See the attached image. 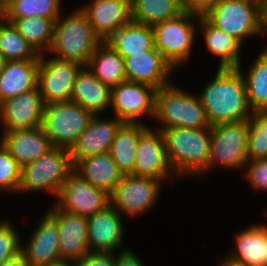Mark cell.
Masks as SVG:
<instances>
[{"instance_id":"1","label":"cell","mask_w":267,"mask_h":266,"mask_svg":"<svg viewBox=\"0 0 267 266\" xmlns=\"http://www.w3.org/2000/svg\"><path fill=\"white\" fill-rule=\"evenodd\" d=\"M214 79L206 84L199 96L210 126L248 120L249 107L241 65L218 68Z\"/></svg>"},{"instance_id":"2","label":"cell","mask_w":267,"mask_h":266,"mask_svg":"<svg viewBox=\"0 0 267 266\" xmlns=\"http://www.w3.org/2000/svg\"><path fill=\"white\" fill-rule=\"evenodd\" d=\"M166 156L177 177L200 176L210 158L211 126L207 128L173 127L162 130Z\"/></svg>"},{"instance_id":"3","label":"cell","mask_w":267,"mask_h":266,"mask_svg":"<svg viewBox=\"0 0 267 266\" xmlns=\"http://www.w3.org/2000/svg\"><path fill=\"white\" fill-rule=\"evenodd\" d=\"M62 16V17H61ZM102 42L87 16L80 8L55 21L53 41L48 51L54 58L86 66L97 46Z\"/></svg>"},{"instance_id":"4","label":"cell","mask_w":267,"mask_h":266,"mask_svg":"<svg viewBox=\"0 0 267 266\" xmlns=\"http://www.w3.org/2000/svg\"><path fill=\"white\" fill-rule=\"evenodd\" d=\"M154 119L160 124L155 129L161 131L173 127H210L199 96L182 90L174 83L156 90Z\"/></svg>"},{"instance_id":"5","label":"cell","mask_w":267,"mask_h":266,"mask_svg":"<svg viewBox=\"0 0 267 266\" xmlns=\"http://www.w3.org/2000/svg\"><path fill=\"white\" fill-rule=\"evenodd\" d=\"M69 150L53 146L44 155L21 167L19 193L45 191L58 197L73 172Z\"/></svg>"},{"instance_id":"6","label":"cell","mask_w":267,"mask_h":266,"mask_svg":"<svg viewBox=\"0 0 267 266\" xmlns=\"http://www.w3.org/2000/svg\"><path fill=\"white\" fill-rule=\"evenodd\" d=\"M203 16L242 44L249 36L265 35L264 10L245 0H219Z\"/></svg>"},{"instance_id":"7","label":"cell","mask_w":267,"mask_h":266,"mask_svg":"<svg viewBox=\"0 0 267 266\" xmlns=\"http://www.w3.org/2000/svg\"><path fill=\"white\" fill-rule=\"evenodd\" d=\"M199 18V14L184 11L175 18L151 26L154 47L173 69L189 60L196 41L197 28L194 21H199Z\"/></svg>"},{"instance_id":"8","label":"cell","mask_w":267,"mask_h":266,"mask_svg":"<svg viewBox=\"0 0 267 266\" xmlns=\"http://www.w3.org/2000/svg\"><path fill=\"white\" fill-rule=\"evenodd\" d=\"M248 120L211 126L210 158L203 176L215 167L245 168L247 160Z\"/></svg>"},{"instance_id":"9","label":"cell","mask_w":267,"mask_h":266,"mask_svg":"<svg viewBox=\"0 0 267 266\" xmlns=\"http://www.w3.org/2000/svg\"><path fill=\"white\" fill-rule=\"evenodd\" d=\"M94 115L69 101L45 105L42 127L52 146L70 150Z\"/></svg>"},{"instance_id":"10","label":"cell","mask_w":267,"mask_h":266,"mask_svg":"<svg viewBox=\"0 0 267 266\" xmlns=\"http://www.w3.org/2000/svg\"><path fill=\"white\" fill-rule=\"evenodd\" d=\"M163 183L152 178L123 175L109 195L110 205L121 215L132 218L141 216L158 202Z\"/></svg>"},{"instance_id":"11","label":"cell","mask_w":267,"mask_h":266,"mask_svg":"<svg viewBox=\"0 0 267 266\" xmlns=\"http://www.w3.org/2000/svg\"><path fill=\"white\" fill-rule=\"evenodd\" d=\"M45 55H39L37 82L44 104L69 102L76 76L83 66L54 57L47 59Z\"/></svg>"},{"instance_id":"12","label":"cell","mask_w":267,"mask_h":266,"mask_svg":"<svg viewBox=\"0 0 267 266\" xmlns=\"http://www.w3.org/2000/svg\"><path fill=\"white\" fill-rule=\"evenodd\" d=\"M156 88L137 82L124 81L111 88L110 107L123 123H142L141 118H154Z\"/></svg>"},{"instance_id":"13","label":"cell","mask_w":267,"mask_h":266,"mask_svg":"<svg viewBox=\"0 0 267 266\" xmlns=\"http://www.w3.org/2000/svg\"><path fill=\"white\" fill-rule=\"evenodd\" d=\"M54 204L68 213L88 218L109 206L110 197L73 171L62 184Z\"/></svg>"},{"instance_id":"14","label":"cell","mask_w":267,"mask_h":266,"mask_svg":"<svg viewBox=\"0 0 267 266\" xmlns=\"http://www.w3.org/2000/svg\"><path fill=\"white\" fill-rule=\"evenodd\" d=\"M133 175L162 182L169 177H176L167 160L165 139L161 130L148 127L141 134L136 149Z\"/></svg>"},{"instance_id":"15","label":"cell","mask_w":267,"mask_h":266,"mask_svg":"<svg viewBox=\"0 0 267 266\" xmlns=\"http://www.w3.org/2000/svg\"><path fill=\"white\" fill-rule=\"evenodd\" d=\"M45 104L38 87L0 104L2 131L34 129L43 124Z\"/></svg>"},{"instance_id":"16","label":"cell","mask_w":267,"mask_h":266,"mask_svg":"<svg viewBox=\"0 0 267 266\" xmlns=\"http://www.w3.org/2000/svg\"><path fill=\"white\" fill-rule=\"evenodd\" d=\"M47 212L57 222L61 260L76 262L90 252L87 217L68 213L55 204Z\"/></svg>"},{"instance_id":"17","label":"cell","mask_w":267,"mask_h":266,"mask_svg":"<svg viewBox=\"0 0 267 266\" xmlns=\"http://www.w3.org/2000/svg\"><path fill=\"white\" fill-rule=\"evenodd\" d=\"M122 218L123 216L111 205L87 218L90 252L113 253L119 250L125 236Z\"/></svg>"},{"instance_id":"18","label":"cell","mask_w":267,"mask_h":266,"mask_svg":"<svg viewBox=\"0 0 267 266\" xmlns=\"http://www.w3.org/2000/svg\"><path fill=\"white\" fill-rule=\"evenodd\" d=\"M123 59L127 81L147 84L156 89L172 83L168 77L175 70L155 47Z\"/></svg>"},{"instance_id":"19","label":"cell","mask_w":267,"mask_h":266,"mask_svg":"<svg viewBox=\"0 0 267 266\" xmlns=\"http://www.w3.org/2000/svg\"><path fill=\"white\" fill-rule=\"evenodd\" d=\"M39 221L29 236L27 245L21 246V252L30 266H49L62 261L56 220L46 211Z\"/></svg>"},{"instance_id":"20","label":"cell","mask_w":267,"mask_h":266,"mask_svg":"<svg viewBox=\"0 0 267 266\" xmlns=\"http://www.w3.org/2000/svg\"><path fill=\"white\" fill-rule=\"evenodd\" d=\"M94 115L87 127L69 150L73 166L81 159L109 152L119 127L123 124L118 118L106 120Z\"/></svg>"},{"instance_id":"21","label":"cell","mask_w":267,"mask_h":266,"mask_svg":"<svg viewBox=\"0 0 267 266\" xmlns=\"http://www.w3.org/2000/svg\"><path fill=\"white\" fill-rule=\"evenodd\" d=\"M80 9L102 41L132 20L129 0H91Z\"/></svg>"},{"instance_id":"22","label":"cell","mask_w":267,"mask_h":266,"mask_svg":"<svg viewBox=\"0 0 267 266\" xmlns=\"http://www.w3.org/2000/svg\"><path fill=\"white\" fill-rule=\"evenodd\" d=\"M2 132L0 143L21 167L35 161L53 147L42 126Z\"/></svg>"},{"instance_id":"23","label":"cell","mask_w":267,"mask_h":266,"mask_svg":"<svg viewBox=\"0 0 267 266\" xmlns=\"http://www.w3.org/2000/svg\"><path fill=\"white\" fill-rule=\"evenodd\" d=\"M39 60L7 61L0 73V104L37 88Z\"/></svg>"},{"instance_id":"24","label":"cell","mask_w":267,"mask_h":266,"mask_svg":"<svg viewBox=\"0 0 267 266\" xmlns=\"http://www.w3.org/2000/svg\"><path fill=\"white\" fill-rule=\"evenodd\" d=\"M111 89L97 79L87 66L76 76L70 101L80 105L93 115H101L110 108Z\"/></svg>"},{"instance_id":"25","label":"cell","mask_w":267,"mask_h":266,"mask_svg":"<svg viewBox=\"0 0 267 266\" xmlns=\"http://www.w3.org/2000/svg\"><path fill=\"white\" fill-rule=\"evenodd\" d=\"M82 179L110 195L123 177L109 152L79 160L73 168Z\"/></svg>"},{"instance_id":"26","label":"cell","mask_w":267,"mask_h":266,"mask_svg":"<svg viewBox=\"0 0 267 266\" xmlns=\"http://www.w3.org/2000/svg\"><path fill=\"white\" fill-rule=\"evenodd\" d=\"M235 247L228 256L245 266H267V227L254 224L235 237Z\"/></svg>"},{"instance_id":"27","label":"cell","mask_w":267,"mask_h":266,"mask_svg":"<svg viewBox=\"0 0 267 266\" xmlns=\"http://www.w3.org/2000/svg\"><path fill=\"white\" fill-rule=\"evenodd\" d=\"M205 36L206 47L219 57L218 68H237L241 64L240 51L243 44L227 32L213 26L203 15L197 22Z\"/></svg>"},{"instance_id":"28","label":"cell","mask_w":267,"mask_h":266,"mask_svg":"<svg viewBox=\"0 0 267 266\" xmlns=\"http://www.w3.org/2000/svg\"><path fill=\"white\" fill-rule=\"evenodd\" d=\"M147 128L145 123H123L117 130L109 155L123 175H133L137 145Z\"/></svg>"},{"instance_id":"29","label":"cell","mask_w":267,"mask_h":266,"mask_svg":"<svg viewBox=\"0 0 267 266\" xmlns=\"http://www.w3.org/2000/svg\"><path fill=\"white\" fill-rule=\"evenodd\" d=\"M86 66L110 89L127 80L123 57L106 41L97 46Z\"/></svg>"},{"instance_id":"30","label":"cell","mask_w":267,"mask_h":266,"mask_svg":"<svg viewBox=\"0 0 267 266\" xmlns=\"http://www.w3.org/2000/svg\"><path fill=\"white\" fill-rule=\"evenodd\" d=\"M122 57L143 54L154 48L153 30L150 25L130 21L106 40Z\"/></svg>"},{"instance_id":"31","label":"cell","mask_w":267,"mask_h":266,"mask_svg":"<svg viewBox=\"0 0 267 266\" xmlns=\"http://www.w3.org/2000/svg\"><path fill=\"white\" fill-rule=\"evenodd\" d=\"M131 19L153 26L184 12L183 0H131Z\"/></svg>"},{"instance_id":"32","label":"cell","mask_w":267,"mask_h":266,"mask_svg":"<svg viewBox=\"0 0 267 266\" xmlns=\"http://www.w3.org/2000/svg\"><path fill=\"white\" fill-rule=\"evenodd\" d=\"M245 74L243 78L250 109L267 110V47L256 56Z\"/></svg>"},{"instance_id":"33","label":"cell","mask_w":267,"mask_h":266,"mask_svg":"<svg viewBox=\"0 0 267 266\" xmlns=\"http://www.w3.org/2000/svg\"><path fill=\"white\" fill-rule=\"evenodd\" d=\"M56 20L44 17L18 18L13 25L38 54L42 55L50 50L53 41L54 25Z\"/></svg>"},{"instance_id":"34","label":"cell","mask_w":267,"mask_h":266,"mask_svg":"<svg viewBox=\"0 0 267 266\" xmlns=\"http://www.w3.org/2000/svg\"><path fill=\"white\" fill-rule=\"evenodd\" d=\"M61 0H10L5 5L6 21L18 18L44 17L57 20L61 15Z\"/></svg>"},{"instance_id":"35","label":"cell","mask_w":267,"mask_h":266,"mask_svg":"<svg viewBox=\"0 0 267 266\" xmlns=\"http://www.w3.org/2000/svg\"><path fill=\"white\" fill-rule=\"evenodd\" d=\"M0 53L7 61L39 60V55L8 21L0 24Z\"/></svg>"},{"instance_id":"36","label":"cell","mask_w":267,"mask_h":266,"mask_svg":"<svg viewBox=\"0 0 267 266\" xmlns=\"http://www.w3.org/2000/svg\"><path fill=\"white\" fill-rule=\"evenodd\" d=\"M248 126L247 160L267 159V110L252 111Z\"/></svg>"},{"instance_id":"37","label":"cell","mask_w":267,"mask_h":266,"mask_svg":"<svg viewBox=\"0 0 267 266\" xmlns=\"http://www.w3.org/2000/svg\"><path fill=\"white\" fill-rule=\"evenodd\" d=\"M21 181V166L0 143V193H18Z\"/></svg>"},{"instance_id":"38","label":"cell","mask_w":267,"mask_h":266,"mask_svg":"<svg viewBox=\"0 0 267 266\" xmlns=\"http://www.w3.org/2000/svg\"><path fill=\"white\" fill-rule=\"evenodd\" d=\"M20 233L5 219L0 221V266L21 252Z\"/></svg>"},{"instance_id":"39","label":"cell","mask_w":267,"mask_h":266,"mask_svg":"<svg viewBox=\"0 0 267 266\" xmlns=\"http://www.w3.org/2000/svg\"><path fill=\"white\" fill-rule=\"evenodd\" d=\"M244 176L254 190L267 192V159L248 161Z\"/></svg>"},{"instance_id":"40","label":"cell","mask_w":267,"mask_h":266,"mask_svg":"<svg viewBox=\"0 0 267 266\" xmlns=\"http://www.w3.org/2000/svg\"><path fill=\"white\" fill-rule=\"evenodd\" d=\"M76 266H115V253L89 252Z\"/></svg>"},{"instance_id":"41","label":"cell","mask_w":267,"mask_h":266,"mask_svg":"<svg viewBox=\"0 0 267 266\" xmlns=\"http://www.w3.org/2000/svg\"><path fill=\"white\" fill-rule=\"evenodd\" d=\"M219 0H183L184 11L204 15Z\"/></svg>"},{"instance_id":"42","label":"cell","mask_w":267,"mask_h":266,"mask_svg":"<svg viewBox=\"0 0 267 266\" xmlns=\"http://www.w3.org/2000/svg\"><path fill=\"white\" fill-rule=\"evenodd\" d=\"M123 246L118 252V256L115 253V266H144L141 258H139L133 251L130 249H125Z\"/></svg>"},{"instance_id":"43","label":"cell","mask_w":267,"mask_h":266,"mask_svg":"<svg viewBox=\"0 0 267 266\" xmlns=\"http://www.w3.org/2000/svg\"><path fill=\"white\" fill-rule=\"evenodd\" d=\"M1 266H30L28 260L22 252H19L16 256L8 259Z\"/></svg>"},{"instance_id":"44","label":"cell","mask_w":267,"mask_h":266,"mask_svg":"<svg viewBox=\"0 0 267 266\" xmlns=\"http://www.w3.org/2000/svg\"><path fill=\"white\" fill-rule=\"evenodd\" d=\"M218 264V266H245L240 264L239 262L230 259L228 256H225L224 260H221V262Z\"/></svg>"},{"instance_id":"45","label":"cell","mask_w":267,"mask_h":266,"mask_svg":"<svg viewBox=\"0 0 267 266\" xmlns=\"http://www.w3.org/2000/svg\"><path fill=\"white\" fill-rule=\"evenodd\" d=\"M247 2H251L260 8H262L264 11L267 9V0H245Z\"/></svg>"},{"instance_id":"46","label":"cell","mask_w":267,"mask_h":266,"mask_svg":"<svg viewBox=\"0 0 267 266\" xmlns=\"http://www.w3.org/2000/svg\"><path fill=\"white\" fill-rule=\"evenodd\" d=\"M49 266H76V262L62 260L57 263L50 264Z\"/></svg>"},{"instance_id":"47","label":"cell","mask_w":267,"mask_h":266,"mask_svg":"<svg viewBox=\"0 0 267 266\" xmlns=\"http://www.w3.org/2000/svg\"><path fill=\"white\" fill-rule=\"evenodd\" d=\"M6 20V10L5 5L0 2V24Z\"/></svg>"},{"instance_id":"48","label":"cell","mask_w":267,"mask_h":266,"mask_svg":"<svg viewBox=\"0 0 267 266\" xmlns=\"http://www.w3.org/2000/svg\"><path fill=\"white\" fill-rule=\"evenodd\" d=\"M6 62L7 60L5 59V57L0 53V73L4 69Z\"/></svg>"},{"instance_id":"49","label":"cell","mask_w":267,"mask_h":266,"mask_svg":"<svg viewBox=\"0 0 267 266\" xmlns=\"http://www.w3.org/2000/svg\"><path fill=\"white\" fill-rule=\"evenodd\" d=\"M264 17H265V36H266L267 35V9L264 11ZM265 47H267V45Z\"/></svg>"},{"instance_id":"50","label":"cell","mask_w":267,"mask_h":266,"mask_svg":"<svg viewBox=\"0 0 267 266\" xmlns=\"http://www.w3.org/2000/svg\"><path fill=\"white\" fill-rule=\"evenodd\" d=\"M10 0H0L4 5H6Z\"/></svg>"}]
</instances>
